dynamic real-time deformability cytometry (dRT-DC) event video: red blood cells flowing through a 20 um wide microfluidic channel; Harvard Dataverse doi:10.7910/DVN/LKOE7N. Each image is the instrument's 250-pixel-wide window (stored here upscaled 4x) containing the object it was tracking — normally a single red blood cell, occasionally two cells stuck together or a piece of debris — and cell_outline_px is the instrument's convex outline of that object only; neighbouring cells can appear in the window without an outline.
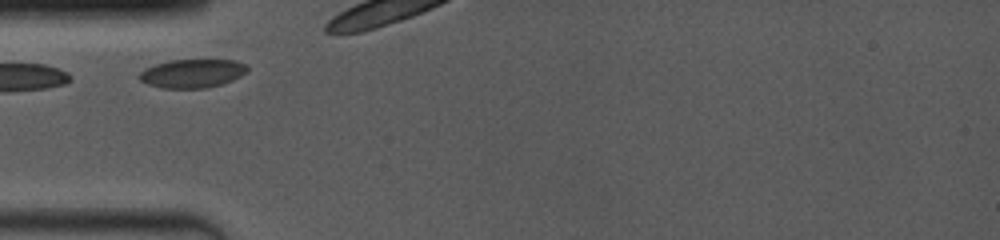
{"species": "common noctule bat (a hibernating species)", "species_latin": "Nyctalus noctula", "temperature_condition": "room temperature", "stored_images_in_passage": 24, "camera_frame_rate_fps": 4000, "um_per_image_px": 0.085, "animal": {"sex": "female", "body_mass_g": 19.0, "forearm_length_mm": 53.3}, "frame": {"image": 1, "passage_image": 1, "time_ms": 0.0, "image_size_px": [1000, 240], "cell_outline_px": [[248, 68], [240, 76], [232, 80], [220, 84], [204, 88], [160, 88], [148, 84], [140, 80], [136, 76], [144, 68], [168, 60], [236, 60], [244, 64]], "centroid_in_image_um": [16.28, 6.24], "position_along_channel_um": 68.7, "area_um2": 17.92}}